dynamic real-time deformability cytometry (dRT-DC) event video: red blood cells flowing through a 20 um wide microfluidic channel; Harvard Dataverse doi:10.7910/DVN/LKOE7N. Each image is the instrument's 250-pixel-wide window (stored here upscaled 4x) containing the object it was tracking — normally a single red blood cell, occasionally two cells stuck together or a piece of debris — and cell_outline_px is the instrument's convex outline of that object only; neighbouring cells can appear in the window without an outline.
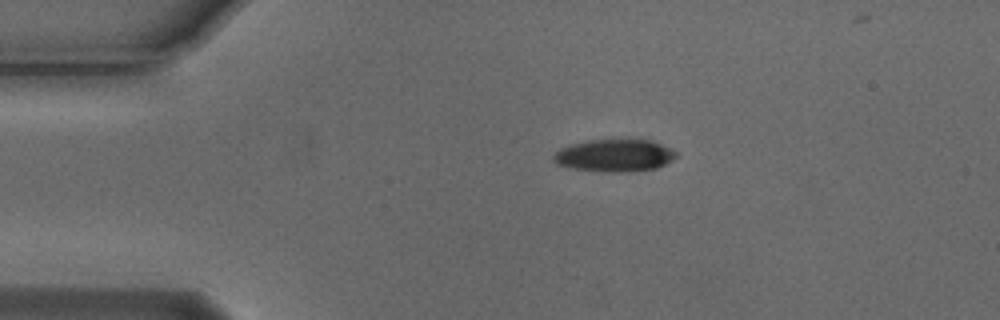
{"species": "Egyptian fruit bat (a non-hibernating species)", "species_latin": "Rousettus aegyptiacus", "temperature_condition": "cold", "stored_images_in_passage": 4, "camera_frame_rate_fps": 3000, "um_per_image_px": 0.085, "animal": {"sex": "male"}, "frame": {"image": 1, "passage_image": 3, "time_ms": 0.667, "image_size_px": [1000, 320], "cell_outline_px": [[676, 156], [672, 160], [656, 168], [628, 172], [608, 172], [572, 168], [556, 164], [552, 160], [552, 156], [560, 148], [568, 144], [588, 140], [652, 140], [676, 152]], "centroid_in_image_um": [52.18, 13.22], "position_along_channel_um": 32.8, "area_um2": 23.06}}